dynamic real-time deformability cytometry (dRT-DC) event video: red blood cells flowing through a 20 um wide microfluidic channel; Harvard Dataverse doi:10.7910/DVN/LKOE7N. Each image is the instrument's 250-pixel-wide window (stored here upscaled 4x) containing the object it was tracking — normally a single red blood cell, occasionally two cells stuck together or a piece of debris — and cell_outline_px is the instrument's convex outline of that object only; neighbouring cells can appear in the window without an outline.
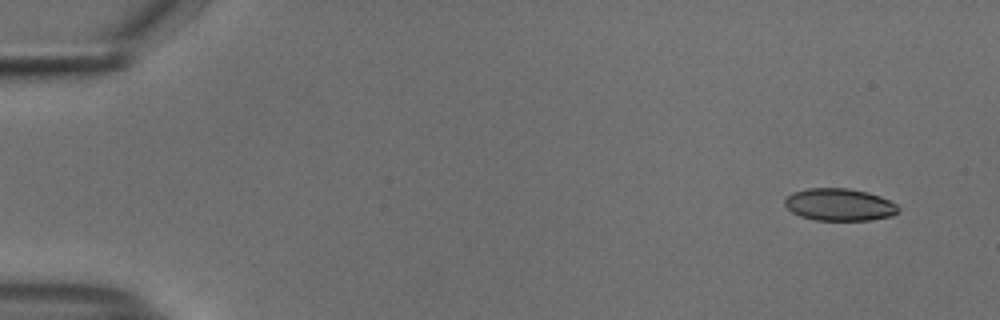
{"species": "common noctule bat (a hibernating species)", "species_latin": "Nyctalus noctula", "temperature_condition": "cold", "stored_images_in_passage": 52, "camera_frame_rate_fps": 3000, "um_per_image_px": 0.085, "animal": {"sex": "male", "body_mass_g": 18.8}, "frame": {"image": 1, "passage_image": 1, "time_ms": 0.0, "image_size_px": [1000, 320], "cell_outline_px": [[900, 212], [892, 216], [868, 220], [816, 220], [800, 216], [792, 212], [784, 204], [784, 200], [792, 192], [808, 188], [848, 188], [868, 192], [880, 196], [896, 204], [900, 208]], "centroid_in_image_um": [71.36, 17.39], "position_along_channel_um": 13.6, "area_um2": 21.44}}
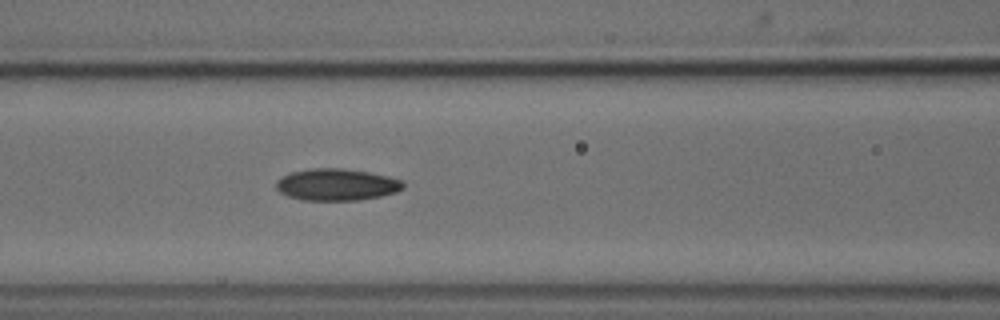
{"frame": {"image": 2, "passage_image": 21, "time_ms": 6.667, "image_size_px": [1000, 320], "cell_outline_px": [[404, 188], [396, 192], [380, 196], [356, 200], [304, 200], [288, 196], [280, 192], [276, 188], [276, 180], [292, 172], [308, 168], [344, 168], [368, 172], [388, 176], [404, 180]], "centroid_in_image_um": [28.63, 15.68], "position_along_channel_um": 138.0, "area_um2": 23.58}}
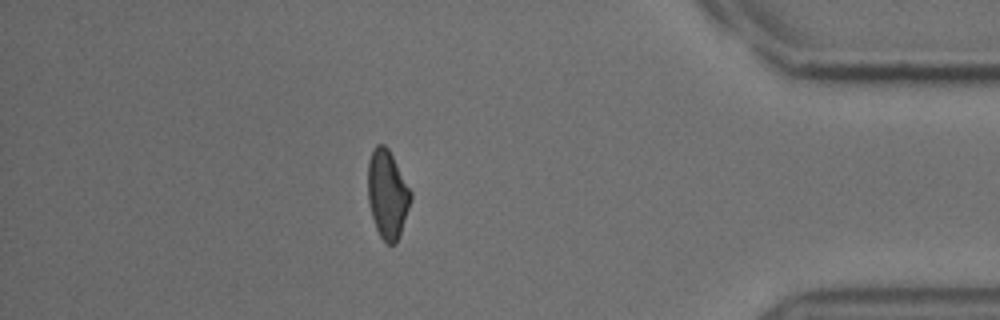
{"frame": {"image": 3, "passage_image": 45, "time_ms": 14.667, "image_size_px": [1000, 320], "cell_outline_px": [[412, 200], [400, 236], [396, 244], [388, 244], [380, 236], [376, 228], [368, 204], [368, 160], [376, 144], [384, 144], [388, 148], [412, 192]], "centroid_in_image_um": [32.94, 16.52], "position_along_channel_um": 402.3, "area_um2": 22.2}, "authors_computed_cell_mechanics": {"area_um2": 22.5709, "velocity_mm_per_s": 3.7408, "shape_relaxation_time_tau1_ms": 10.9391, "shape_relaxation_time_tau2_ms": 3.8824, "deformation_change_tau1": 0.197, "deformation_change_tau2": 0.1013}}